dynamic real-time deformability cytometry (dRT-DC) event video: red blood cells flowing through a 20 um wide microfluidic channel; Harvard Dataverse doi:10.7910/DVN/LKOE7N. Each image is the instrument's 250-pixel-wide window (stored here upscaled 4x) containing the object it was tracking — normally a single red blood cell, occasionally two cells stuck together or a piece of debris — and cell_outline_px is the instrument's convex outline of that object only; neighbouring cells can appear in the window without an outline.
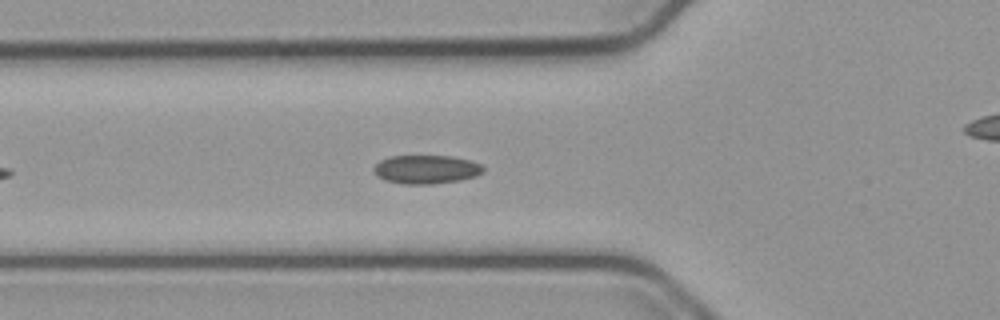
{"species": "common noctule bat (a hibernating species)", "species_latin": "Nyctalus noctula", "temperature_condition": "cold", "stored_images_in_passage": 17, "camera_frame_rate_fps": 3000, "um_per_image_px": 0.085, "animal": {"sex": "male", "body_mass_g": 23.1, "forearm_length_mm": 52.7}, "frame": {"image": 1, "passage_image": 8, "time_ms": 2.333, "image_size_px": [1000, 320], "cell_outline_px": [[484, 172], [476, 176], [460, 180], [432, 184], [400, 184], [384, 180], [376, 176], [372, 168], [380, 160], [392, 156], [452, 156], [468, 160], [480, 164], [484, 168]], "centroid_in_image_um": [36.2, 14.41], "position_along_channel_um": 89.6, "area_um2": 18.38}}